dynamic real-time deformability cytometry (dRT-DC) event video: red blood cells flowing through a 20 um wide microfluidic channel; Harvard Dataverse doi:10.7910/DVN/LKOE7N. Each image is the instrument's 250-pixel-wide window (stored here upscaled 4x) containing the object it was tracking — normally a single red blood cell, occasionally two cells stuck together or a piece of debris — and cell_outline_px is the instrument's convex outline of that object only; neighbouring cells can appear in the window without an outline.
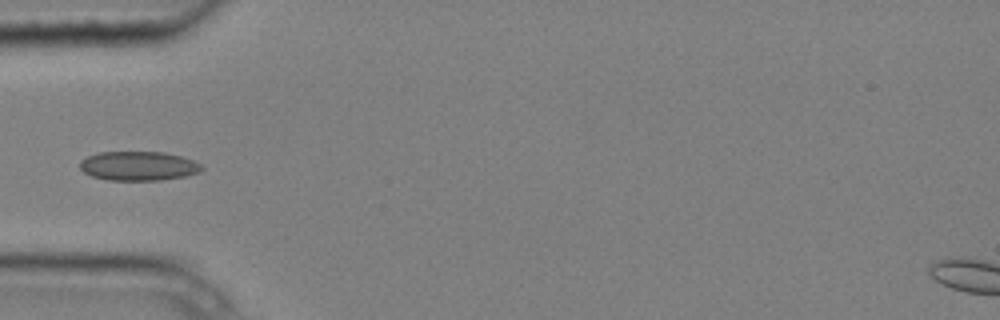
{"species": "common noctule bat (a hibernating species)", "species_latin": "Nyctalus noctula", "temperature_condition": "cold", "stored_images_in_passage": 4, "camera_frame_rate_fps": 3000, "um_per_image_px": 0.085, "animal": {"sex": "male", "body_mass_g": 20.4}, "frame": {"image": 1, "passage_image": 4, "time_ms": 1.0, "image_size_px": [1000, 320], "cell_outline_px": [[204, 168], [200, 172], [184, 176], [160, 180], [108, 180], [92, 176], [84, 172], [80, 168], [80, 160], [88, 156], [100, 152], [164, 152], [180, 156], [192, 160], [200, 164]], "centroid_in_image_um": [11.76, 14.1], "position_along_channel_um": 73.2, "area_um2": 20.63}}